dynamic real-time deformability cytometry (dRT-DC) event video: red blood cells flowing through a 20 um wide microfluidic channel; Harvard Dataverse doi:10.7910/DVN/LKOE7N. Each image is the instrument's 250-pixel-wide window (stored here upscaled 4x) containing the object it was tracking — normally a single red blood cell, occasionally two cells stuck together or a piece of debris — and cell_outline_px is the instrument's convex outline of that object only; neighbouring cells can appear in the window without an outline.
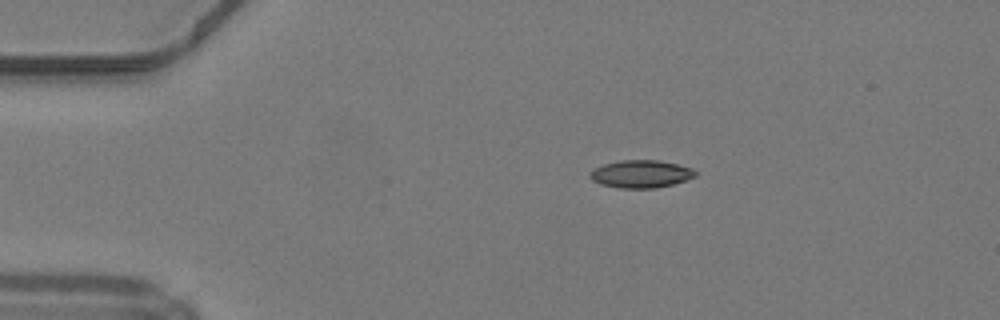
{"species": "common noctule bat (a hibernating species)", "species_latin": "Nyctalus noctula", "temperature_condition": "warm", "stored_images_in_passage": 40, "camera_frame_rate_fps": 3000, "um_per_image_px": 0.085, "animal": {"sex": "male", "body_mass_g": 19.2, "forearm_length_mm": 51.8}, "frame": {"image": 1, "passage_image": 1, "time_ms": 0.0, "image_size_px": [1000, 320], "cell_outline_px": [[696, 176], [672, 184], [656, 188], [620, 188], [600, 184], [592, 180], [588, 176], [588, 172], [592, 168], [604, 164], [620, 160], [660, 160], [692, 168], [696, 172]], "centroid_in_image_um": [54.42, 14.78], "position_along_channel_um": 30.6, "area_um2": 17.05}}
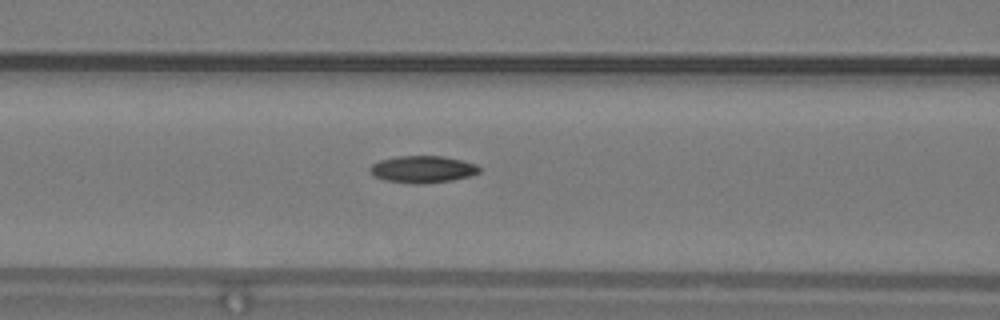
{"frame": {"image": 2, "passage_image": 12, "time_ms": 3.667, "image_size_px": [1000, 320], "cell_outline_px": [[480, 172], [468, 176], [452, 180], [420, 184], [384, 180], [368, 172], [368, 168], [372, 164], [380, 160], [396, 156], [444, 156], [464, 160], [476, 164], [480, 168]], "centroid_in_image_um": [35.92, 14.37], "position_along_channel_um": 130.7, "area_um2": 17.22}}
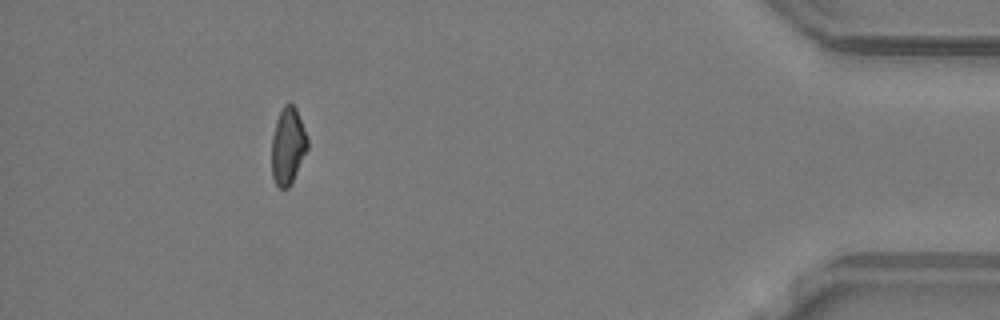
{"frame": {"image": 3, "passage_image": 36, "time_ms": 11.667, "image_size_px": [1000, 320], "cell_outline_px": [[308, 148], [288, 188], [280, 188], [276, 184], [272, 176], [272, 136], [276, 120], [284, 104], [292, 104], [296, 108], [308, 140]], "centroid_in_image_um": [24.46, 12.4], "position_along_channel_um": 410.7, "area_um2": 15.72}, "authors_computed_cell_mechanics": {"area_um2": 16.762, "velocity_mm_per_s": 4.2425, "shape_relaxation_time_tau1_ms": 9.1988, "shape_relaxation_time_tau2_ms": 4.7781, "deformation_change_tau1": 0.1895, "deformation_change_tau2": 0.109}}